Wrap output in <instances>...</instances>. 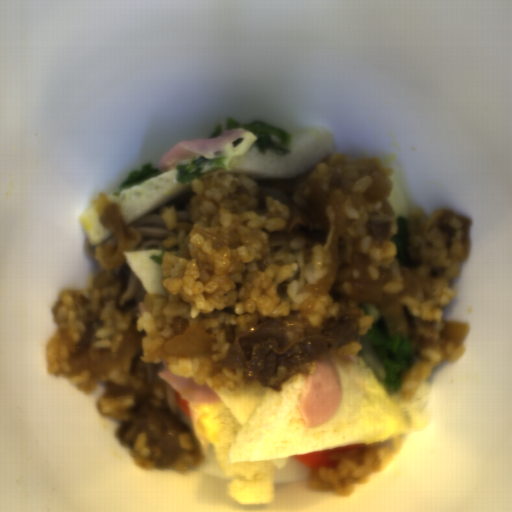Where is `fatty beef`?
I'll list each match as a JSON object with an SVG mask.
<instances>
[{
  "instance_id": "obj_1",
  "label": "fatty beef",
  "mask_w": 512,
  "mask_h": 512,
  "mask_svg": "<svg viewBox=\"0 0 512 512\" xmlns=\"http://www.w3.org/2000/svg\"><path fill=\"white\" fill-rule=\"evenodd\" d=\"M163 365L134 355L119 370L102 376V412L118 420L117 436L130 447L136 464L187 471L199 466L202 451L185 422L171 408Z\"/></svg>"
},
{
  "instance_id": "obj_2",
  "label": "fatty beef",
  "mask_w": 512,
  "mask_h": 512,
  "mask_svg": "<svg viewBox=\"0 0 512 512\" xmlns=\"http://www.w3.org/2000/svg\"><path fill=\"white\" fill-rule=\"evenodd\" d=\"M360 314L350 309L344 316L311 325L297 311L289 316L254 323L243 331L223 322L229 344L226 358L214 364V374L241 368L249 383L281 391L284 380L311 371L325 358L358 341Z\"/></svg>"
},
{
  "instance_id": "obj_3",
  "label": "fatty beef",
  "mask_w": 512,
  "mask_h": 512,
  "mask_svg": "<svg viewBox=\"0 0 512 512\" xmlns=\"http://www.w3.org/2000/svg\"><path fill=\"white\" fill-rule=\"evenodd\" d=\"M228 197L236 211H253L256 216L266 215L267 198L287 207L289 215L283 226L268 234L271 253H285L291 242L303 241L306 265L311 262L313 248L327 242L331 223L326 208L331 199L321 180L309 176L257 181L254 187L240 185Z\"/></svg>"
},
{
  "instance_id": "obj_4",
  "label": "fatty beef",
  "mask_w": 512,
  "mask_h": 512,
  "mask_svg": "<svg viewBox=\"0 0 512 512\" xmlns=\"http://www.w3.org/2000/svg\"><path fill=\"white\" fill-rule=\"evenodd\" d=\"M470 224L468 217L448 208L429 215H408L410 259L420 268L428 266L434 278L441 277L444 268L437 261L442 250L447 260H458L459 264L469 256Z\"/></svg>"
},
{
  "instance_id": "obj_5",
  "label": "fatty beef",
  "mask_w": 512,
  "mask_h": 512,
  "mask_svg": "<svg viewBox=\"0 0 512 512\" xmlns=\"http://www.w3.org/2000/svg\"><path fill=\"white\" fill-rule=\"evenodd\" d=\"M100 221L113 231L111 237L103 244L97 245L95 257L102 270L94 279V289H103L115 283L113 269L126 260L124 253L138 247L142 238L135 229L128 227L116 204H110L100 213Z\"/></svg>"
},
{
  "instance_id": "obj_6",
  "label": "fatty beef",
  "mask_w": 512,
  "mask_h": 512,
  "mask_svg": "<svg viewBox=\"0 0 512 512\" xmlns=\"http://www.w3.org/2000/svg\"><path fill=\"white\" fill-rule=\"evenodd\" d=\"M83 322L85 329L77 343L75 351H91L96 332L101 326L102 317L98 310H87Z\"/></svg>"
},
{
  "instance_id": "obj_7",
  "label": "fatty beef",
  "mask_w": 512,
  "mask_h": 512,
  "mask_svg": "<svg viewBox=\"0 0 512 512\" xmlns=\"http://www.w3.org/2000/svg\"><path fill=\"white\" fill-rule=\"evenodd\" d=\"M367 229V235L373 240H379L382 243L386 241L392 233L391 222L386 221H366L364 224Z\"/></svg>"
}]
</instances>
